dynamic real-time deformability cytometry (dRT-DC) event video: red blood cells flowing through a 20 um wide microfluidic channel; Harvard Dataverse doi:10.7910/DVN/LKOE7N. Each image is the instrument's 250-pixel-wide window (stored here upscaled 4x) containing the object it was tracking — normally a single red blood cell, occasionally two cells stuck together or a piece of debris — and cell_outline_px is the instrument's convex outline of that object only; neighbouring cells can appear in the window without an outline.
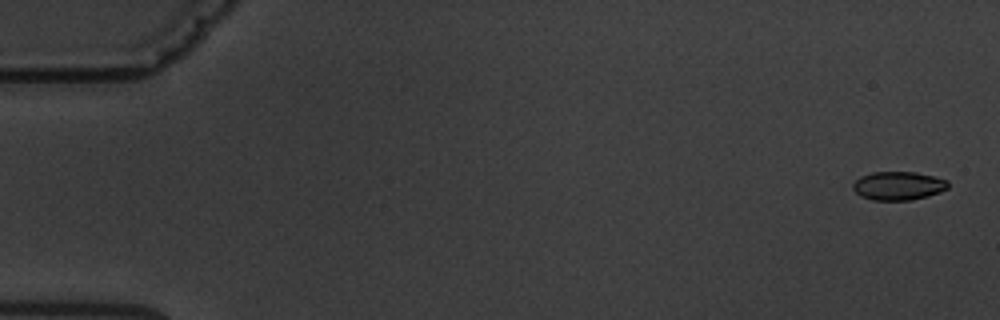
{"species": "common noctule bat (a hibernating species)", "species_latin": "Nyctalus noctula", "temperature_condition": "warm", "stored_images_in_passage": 8, "camera_frame_rate_fps": 3000, "um_per_image_px": 0.085, "animal": {"sex": "male", "body_mass_g": 19.5, "forearm_length_mm": 54.6}, "frame": {"image": 1, "passage_image": 1, "time_ms": 0.0, "image_size_px": [1000, 320], "cell_outline_px": [[948, 188], [940, 192], [928, 196], [912, 200], [872, 200], [860, 196], [852, 188], [852, 184], [860, 176], [872, 172], [916, 172], [948, 180]], "centroid_in_image_um": [76.34, 15.79], "position_along_channel_um": 8.7, "area_um2": 15.9}}
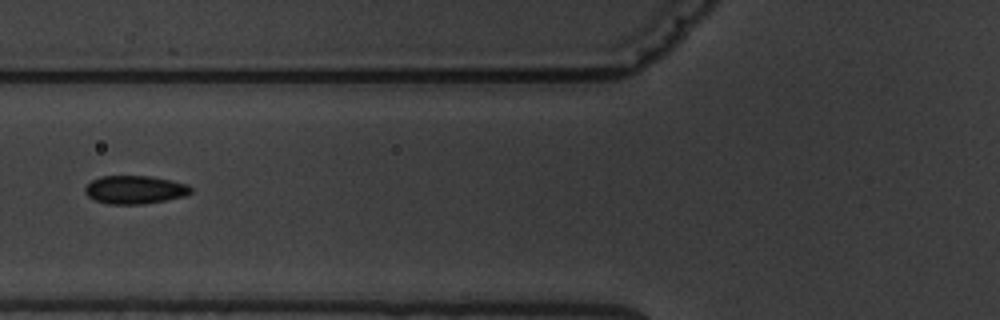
{"frame": {"image": 2, "passage_image": 7, "time_ms": 7.0, "image_size_px": [1000, 320], "cell_outline_px": [[192, 192], [184, 196], [144, 204], [108, 204], [96, 200], [88, 196], [84, 192], [84, 188], [92, 180], [100, 176], [152, 176], [172, 180], [188, 184], [192, 188]], "centroid_in_image_um": [11.47, 16.12], "position_along_channel_um": 114.3, "area_um2": 17.46}}
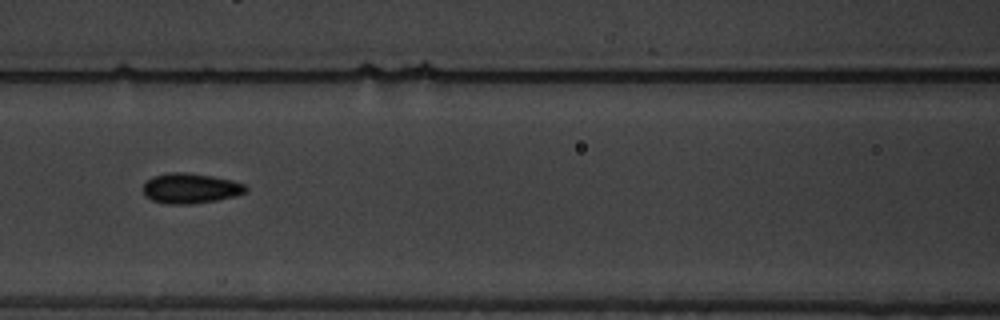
{"frame": {"image": 3, "passage_image": 8, "time_ms": 8.0, "image_size_px": [1000, 320], "cell_outline_px": [[248, 188], [244, 192], [236, 196], [216, 200], [192, 204], [168, 204], [152, 200], [144, 196], [144, 184], [152, 176], [168, 172], [188, 172], [212, 176], [232, 180], [244, 184]], "centroid_in_image_um": [16.18, 16.0], "position_along_channel_um": 150.4, "area_um2": 18.09}}